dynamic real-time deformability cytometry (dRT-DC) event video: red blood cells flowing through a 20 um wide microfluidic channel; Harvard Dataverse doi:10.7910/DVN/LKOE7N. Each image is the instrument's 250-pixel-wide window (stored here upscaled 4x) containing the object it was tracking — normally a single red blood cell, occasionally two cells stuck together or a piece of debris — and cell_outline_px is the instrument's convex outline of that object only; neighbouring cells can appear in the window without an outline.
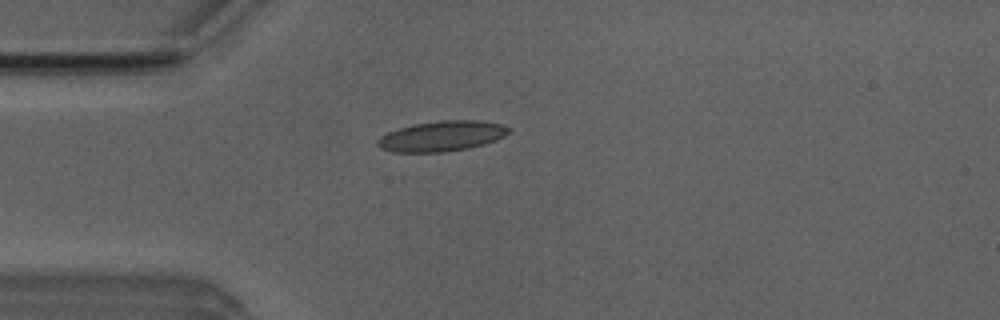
{"species": "Egyptian fruit bat (a non-hibernating species)", "species_latin": "Rousettus aegyptiacus", "temperature_condition": "room temperature", "stored_images_in_passage": 36, "camera_frame_rate_fps": 3000, "um_per_image_px": 0.085, "animal": {"sex": "male"}, "frame": {"image": 1, "passage_image": 1, "time_ms": 0.0, "image_size_px": [1000, 320], "cell_outline_px": [[512, 132], [496, 140], [484, 144], [468, 148], [444, 152], [392, 152], [380, 148], [376, 144], [376, 140], [380, 136], [388, 132], [412, 124], [440, 120], [480, 120], [504, 124], [512, 128]], "centroid_in_image_um": [37.58, 11.56], "position_along_channel_um": 47.4, "area_um2": 23.52}}
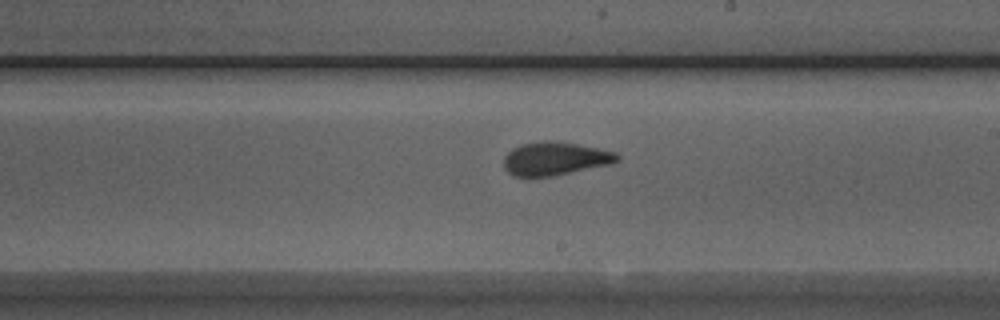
{"frame": {"image": 2, "passage_image": 17, "time_ms": 5.333, "image_size_px": [1000, 320], "cell_outline_px": [[620, 160], [612, 164], [552, 176], [528, 180], [512, 176], [504, 168], [504, 156], [512, 148], [520, 144], [544, 140], [552, 140], [576, 144], [616, 152], [620, 156]], "centroid_in_image_um": [47.12, 13.52], "position_along_channel_um": 241.9, "area_um2": 22.66}}
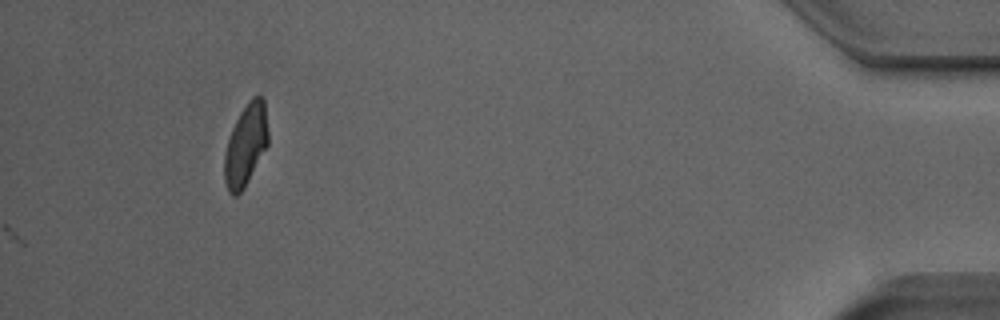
{"frame": {"image": 3, "passage_image": 36, "time_ms": 11.667, "image_size_px": [1000, 320], "cell_outline_px": [[268, 144], [244, 188], [236, 196], [232, 196], [228, 192], [224, 180], [224, 156], [228, 140], [232, 128], [240, 112], [248, 100], [252, 96], [260, 96], [264, 100], [268, 132]], "centroid_in_image_um": [20.88, 12.33], "position_along_channel_um": 414.3, "area_um2": 20.75}, "authors_computed_cell_mechanics": {"area_um2": 21.4149, "velocity_mm_per_s": 3.8681, "shape_relaxation_time_tau1_ms": 5.5198, "shape_relaxation_time_tau2_ms": 1.1657, "deformation_change_tau1": 0.1672, "deformation_change_tau2": 0.0861}}